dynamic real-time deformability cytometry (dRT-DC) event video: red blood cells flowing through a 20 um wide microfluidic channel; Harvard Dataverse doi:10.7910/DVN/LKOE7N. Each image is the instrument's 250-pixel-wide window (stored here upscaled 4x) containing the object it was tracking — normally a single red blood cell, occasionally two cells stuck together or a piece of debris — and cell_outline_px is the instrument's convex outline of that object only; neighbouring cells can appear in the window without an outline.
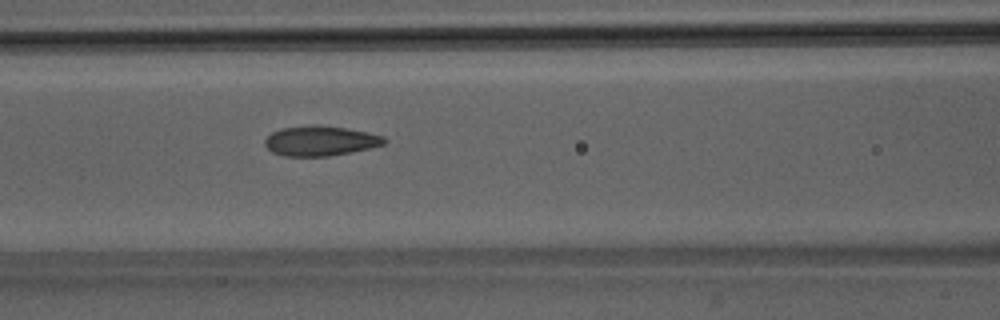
{"species": "Egyptian fruit bat (a non-hibernating species)", "species_latin": "Rousettus aegyptiacus", "temperature_condition": "room temperature", "stored_images_in_passage": 41, "camera_frame_rate_fps": 3000, "um_per_image_px": 0.085, "animal": {"sex": "male"}, "frame": {"image": 1, "passage_image": 12, "time_ms": 3.667, "image_size_px": [1000, 320], "cell_outline_px": [[388, 140], [384, 144], [352, 152], [328, 156], [284, 156], [272, 152], [264, 144], [264, 140], [272, 132], [280, 128], [344, 128], [368, 132], [384, 136]], "centroid_in_image_um": [27.25, 12.02], "position_along_channel_um": 139.4, "area_um2": 19.94}}
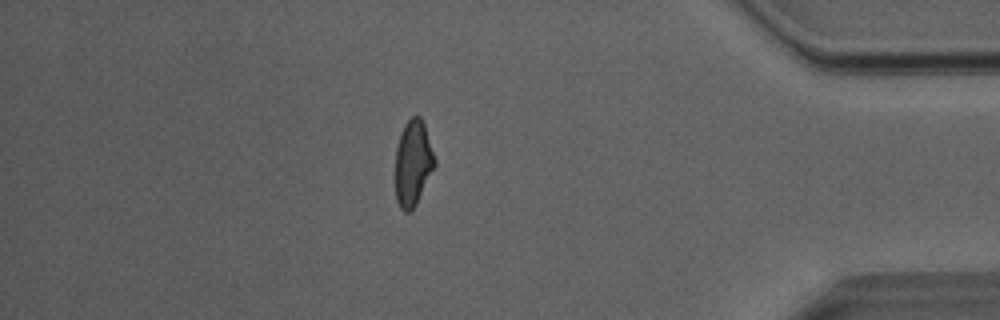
{"frame": {"image": 2, "passage_image": 34, "time_ms": 11.0, "image_size_px": [1000, 320], "cell_outline_px": [[436, 164], [416, 204], [408, 212], [404, 212], [400, 208], [396, 200], [396, 148], [400, 132], [404, 124], [412, 116], [420, 116], [424, 124], [436, 160]], "centroid_in_image_um": [35.1, 13.84], "position_along_channel_um": 400.1, "area_um2": 19.54}}
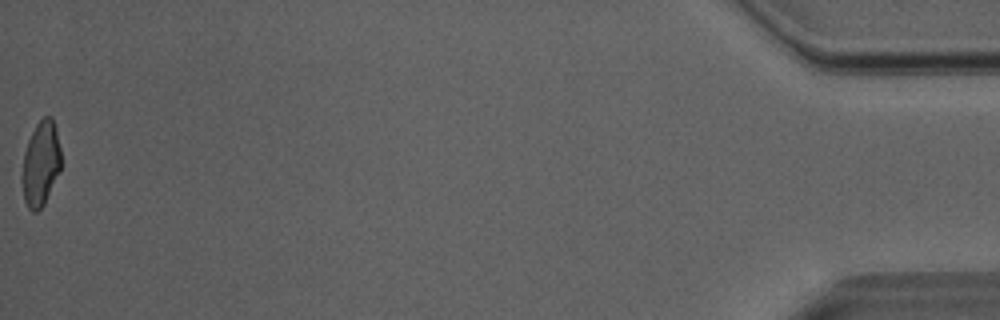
{"frame": {"image": 3, "passage_image": 41, "time_ms": 13.333, "image_size_px": [1000, 320], "cell_outline_px": [[60, 172], [44, 204], [36, 212], [32, 212], [28, 208], [24, 200], [20, 180], [20, 176], [24, 152], [28, 140], [36, 124], [44, 116], [52, 116], [56, 128], [60, 148]], "centroid_in_image_um": [3.44, 13.93], "position_along_channel_um": 431.8, "area_um2": 19.59}, "authors_computed_cell_mechanics": {"area_um2": 20.23, "velocity_mm_per_s": 4.0641, "shape_relaxation_time_tau1_ms": 10.3213, "shape_relaxation_time_tau2_ms": 1.5162, "deformation_change_tau1": 0.2254, "deformation_change_tau2": 0.0812}}